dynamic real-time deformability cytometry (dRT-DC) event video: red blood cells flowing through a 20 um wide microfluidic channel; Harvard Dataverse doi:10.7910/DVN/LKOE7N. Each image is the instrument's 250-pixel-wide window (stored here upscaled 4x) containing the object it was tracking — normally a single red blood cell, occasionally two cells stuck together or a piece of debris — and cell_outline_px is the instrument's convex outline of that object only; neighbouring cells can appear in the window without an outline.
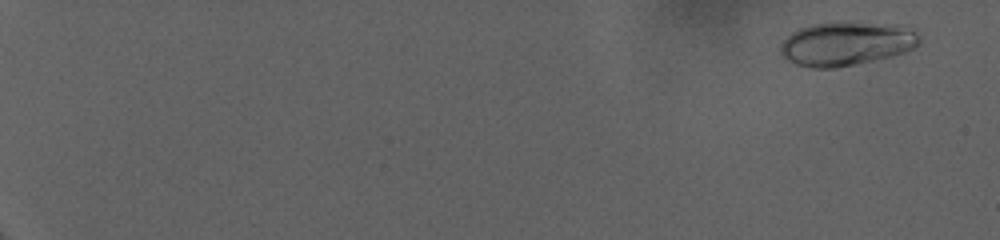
{"species": "human", "species_latin": "Homo sapiens", "temperature_condition": "warm", "stored_images_in_passage": 77, "camera_frame_rate_fps": 3000, "um_per_image_px": 0.085, "donor": {"sex": "female"}, "frame": {"image": 1, "passage_image": 5, "time_ms": 1.333, "image_size_px": [1000, 240], "cell_outline_px": [[920, 44], [916, 48], [892, 56], [856, 64], [836, 68], [812, 68], [796, 64], [784, 60], [780, 56], [780, 44], [792, 32], [800, 28], [812, 24], [836, 20], [856, 20], [912, 24], [920, 40]], "centroid_in_image_um": [72.01, 3.65], "position_along_channel_um": 13.0, "area_um2": 37.22}}
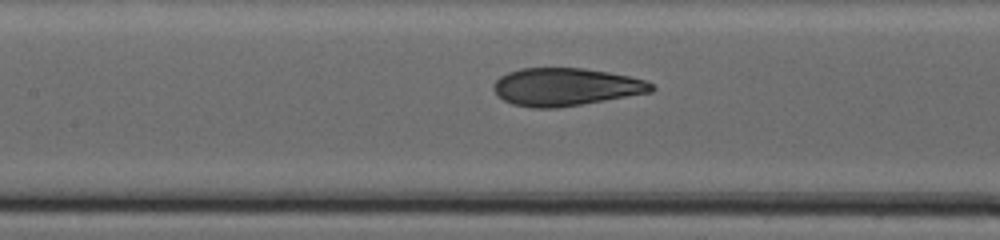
{"frame": {"image": 2, "passage_image": 47, "time_ms": 15.333, "image_size_px": [1000, 240], "cell_outline_px": [[656, 88], [652, 92], [556, 108], [532, 108], [512, 104], [496, 96], [492, 88], [492, 84], [500, 76], [508, 72], [520, 68], [584, 68], [608, 72], [628, 76], [644, 80], [652, 84]], "centroid_in_image_um": [48.03, 7.38], "position_along_channel_um": 159.4, "area_um2": 34.74}}
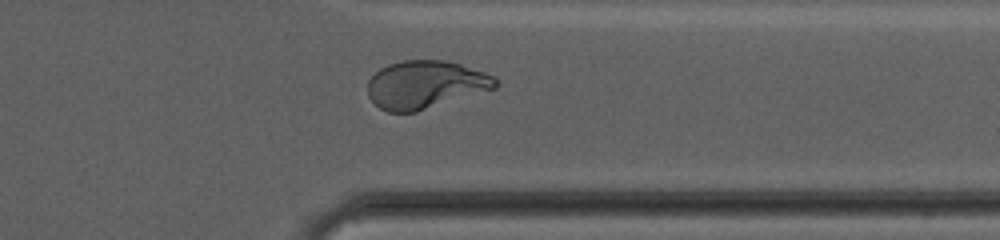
{"frame": {"image": 3, "passage_image": 71, "time_ms": 23.333, "image_size_px": [1000, 240], "cell_outline_px": [[500, 84], [496, 88], [416, 112], [388, 112], [380, 108], [368, 96], [368, 80], [380, 68], [388, 64], [404, 60], [444, 60], [460, 64], [484, 72], [492, 76]], "centroid_in_image_um": [36.15, 7.19], "position_along_channel_um": 375.3, "area_um2": 35.55}, "authors_computed_cell_mechanics": {"area_um2": 35.1424, "velocity_mm_per_s": 2.6996, "shape_relaxation_time_tau1_ms": 9.4329, "shape_relaxation_time_tau2_ms": 0.9973, "deformation_change_tau1": 0.2529, "deformation_change_tau2": 0.0583}}